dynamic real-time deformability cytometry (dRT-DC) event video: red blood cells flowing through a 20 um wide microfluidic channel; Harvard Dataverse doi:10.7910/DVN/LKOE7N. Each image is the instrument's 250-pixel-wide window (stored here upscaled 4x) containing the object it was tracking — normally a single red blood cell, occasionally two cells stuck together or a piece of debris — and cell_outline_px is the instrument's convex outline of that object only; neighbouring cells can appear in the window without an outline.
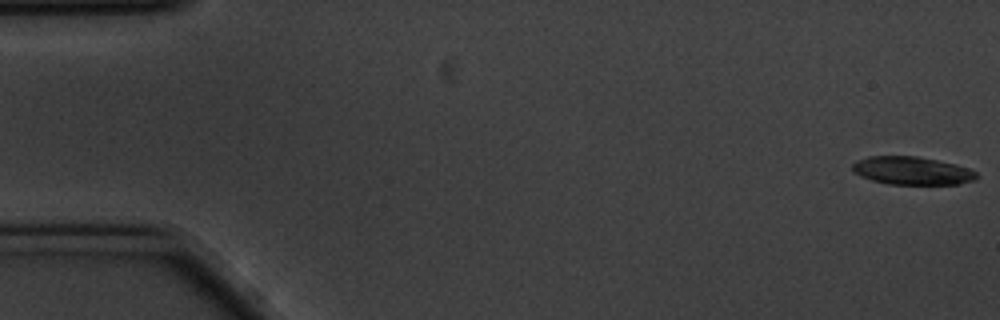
{"species": "common noctule bat (a hibernating species)", "species_latin": "Nyctalus noctula", "temperature_condition": "cold", "stored_images_in_passage": 57, "camera_frame_rate_fps": 3000, "um_per_image_px": 0.085, "animal": {"sex": "male", "body_mass_g": 20.1, "forearm_length_mm": 53.5}, "frame": {"image": 1, "passage_image": 1, "time_ms": 0.0, "image_size_px": [1000, 320], "cell_outline_px": [[976, 180], [956, 184], [888, 184], [872, 180], [860, 176], [852, 172], [852, 164], [856, 160], [868, 156], [916, 156], [956, 164], [972, 168], [976, 172]], "centroid_in_image_um": [77.5, 14.5], "position_along_channel_um": 7.5, "area_um2": 20.4}}
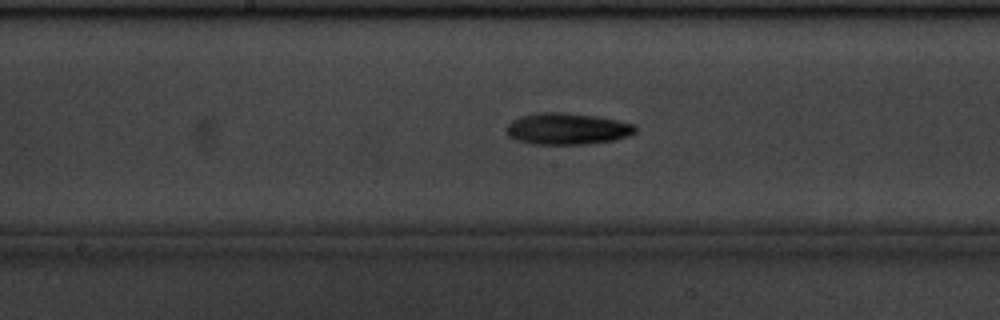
{"frame": {"image": 2, "passage_image": 29, "time_ms": 9.333, "image_size_px": [1000, 320], "cell_outline_px": [[636, 132], [628, 136], [616, 140], [588, 144], [532, 144], [516, 140], [508, 136], [504, 128], [512, 120], [520, 116], [544, 112], [560, 112], [596, 116], [636, 124]], "centroid_in_image_um": [48.2, 10.95], "position_along_channel_um": 200.0, "area_um2": 23.87}}
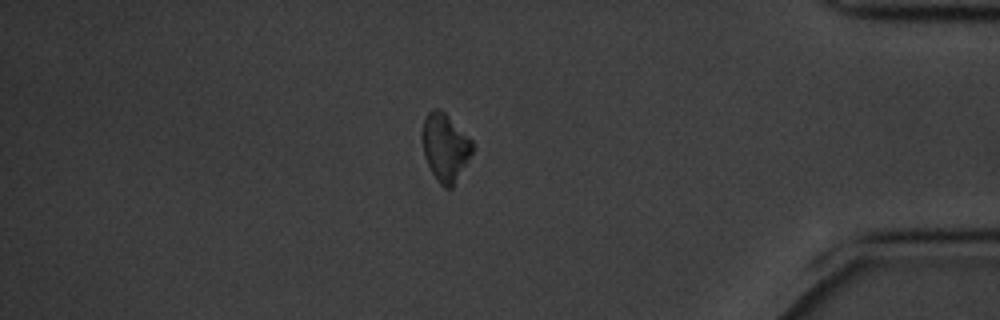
{"frame": {"image": 3, "passage_image": 49, "time_ms": 16.0, "image_size_px": [1000, 320], "cell_outline_px": [[476, 148], [452, 188], [444, 188], [440, 184], [432, 172], [424, 156], [420, 140], [420, 132], [424, 120], [428, 112], [432, 108], [440, 108], [476, 144]], "centroid_in_image_um": [37.84, 12.5], "position_along_channel_um": 397.4, "area_um2": 20.23}, "authors_computed_cell_mechanics": {"area_um2": 20.9236, "velocity_mm_per_s": 3.4793, "shape_relaxation_time_tau1_ms": 4.1715, "shape_relaxation_time_tau2_ms": null, "deformation_change_tau1": 0.1396, "deformation_change_tau2": null}}